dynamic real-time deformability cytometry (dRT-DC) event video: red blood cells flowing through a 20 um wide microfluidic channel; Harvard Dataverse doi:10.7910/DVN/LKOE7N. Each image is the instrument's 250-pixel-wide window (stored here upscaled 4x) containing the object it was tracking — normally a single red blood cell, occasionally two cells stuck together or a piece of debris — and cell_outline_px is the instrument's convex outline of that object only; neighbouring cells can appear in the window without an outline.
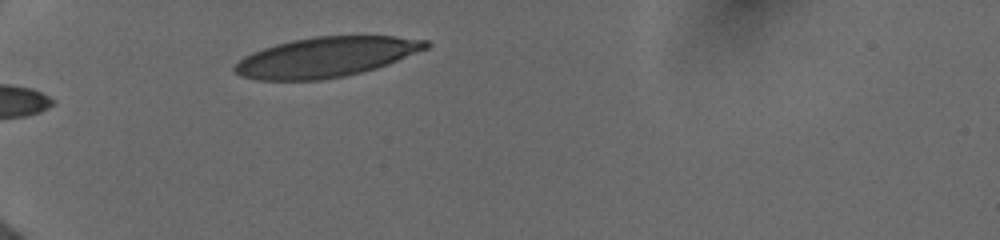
{"species": "human", "species_latin": "Homo sapiens", "temperature_condition": "cold", "stored_images_in_passage": 8, "camera_frame_rate_fps": 3000, "um_per_image_px": 0.085, "donor": {"sex": "female"}, "frame": {"image": 1, "passage_image": 2, "time_ms": 0.333, "image_size_px": [1000, 240], "cell_outline_px": [[432, 44], [428, 48], [388, 64], [376, 68], [344, 76], [320, 80], [256, 80], [240, 76], [232, 72], [232, 68], [244, 56], [252, 52], [276, 44], [292, 40], [312, 36], [396, 36], [428, 40]], "centroid_in_image_um": [27.7, 4.85], "position_along_channel_um": 57.3, "area_um2": 44.68}}
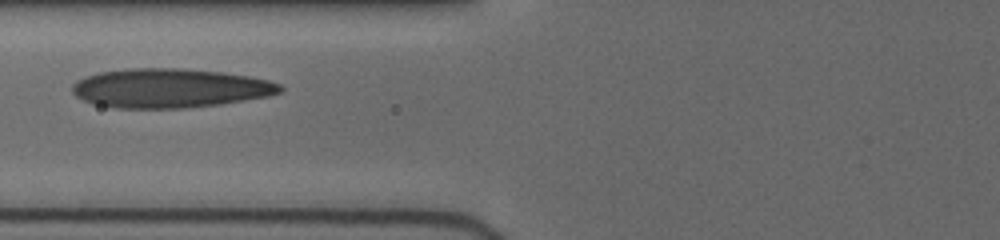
{"frame": {"image": 2, "passage_image": 5, "time_ms": 2.333, "image_size_px": [1000, 240], "cell_outline_px": [[284, 92], [268, 96], [220, 104], [184, 108], [116, 108], [92, 104], [76, 96], [72, 92], [72, 84], [76, 80], [84, 76], [100, 72], [128, 68], [184, 68], [224, 72], [248, 76], [268, 80], [280, 84], [284, 88]], "centroid_in_image_um": [14.43, 7.49], "position_along_channel_um": 111.4, "area_um2": 47.8}}
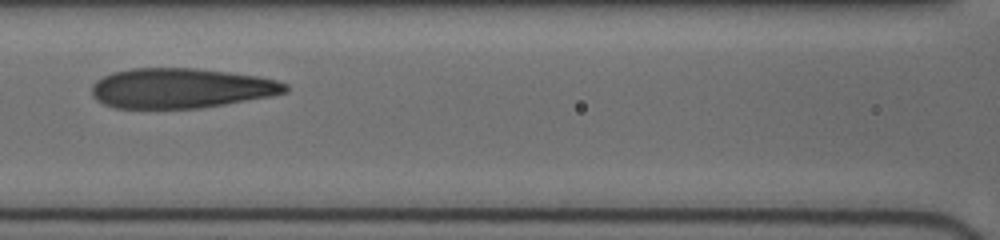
{"frame": {"image": 3, "passage_image": 7, "time_ms": 3.333, "image_size_px": [1000, 240], "cell_outline_px": [[288, 92], [272, 96], [200, 108], [112, 108], [96, 100], [92, 96], [92, 84], [96, 80], [112, 72], [132, 68], [196, 68], [228, 72], [256, 76], [276, 80], [288, 84]], "centroid_in_image_um": [15.36, 7.5], "position_along_channel_um": 151.2, "area_um2": 45.2}}